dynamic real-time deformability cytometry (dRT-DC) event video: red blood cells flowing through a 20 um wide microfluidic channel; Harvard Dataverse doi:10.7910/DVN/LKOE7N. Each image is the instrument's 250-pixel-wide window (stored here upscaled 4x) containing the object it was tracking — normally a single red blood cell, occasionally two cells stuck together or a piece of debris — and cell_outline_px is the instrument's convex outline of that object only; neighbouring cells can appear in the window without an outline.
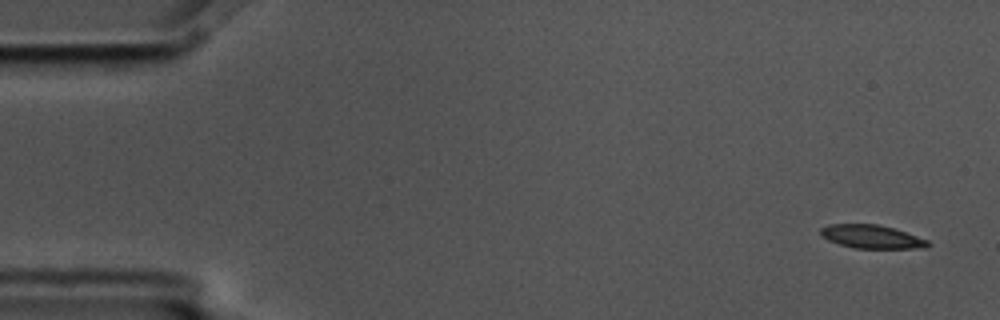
{"species": "common noctule bat (a hibernating species)", "species_latin": "Nyctalus noctula", "temperature_condition": "cold", "stored_images_in_passage": 4, "camera_frame_rate_fps": 3000, "um_per_image_px": 0.085, "animal": {"sex": "male", "body_mass_g": 17.5, "forearm_length_mm": 52.3}, "frame": {"image": 1, "passage_image": 1, "time_ms": 0.0, "image_size_px": [1000, 320], "cell_outline_px": [[932, 244], [928, 248], [856, 248], [840, 244], [828, 240], [820, 236], [820, 228], [828, 224], [876, 224], [892, 228], [928, 240]], "centroid_in_image_um": [74.08, 20.12], "position_along_channel_um": 10.9, "area_um2": 14.57}}